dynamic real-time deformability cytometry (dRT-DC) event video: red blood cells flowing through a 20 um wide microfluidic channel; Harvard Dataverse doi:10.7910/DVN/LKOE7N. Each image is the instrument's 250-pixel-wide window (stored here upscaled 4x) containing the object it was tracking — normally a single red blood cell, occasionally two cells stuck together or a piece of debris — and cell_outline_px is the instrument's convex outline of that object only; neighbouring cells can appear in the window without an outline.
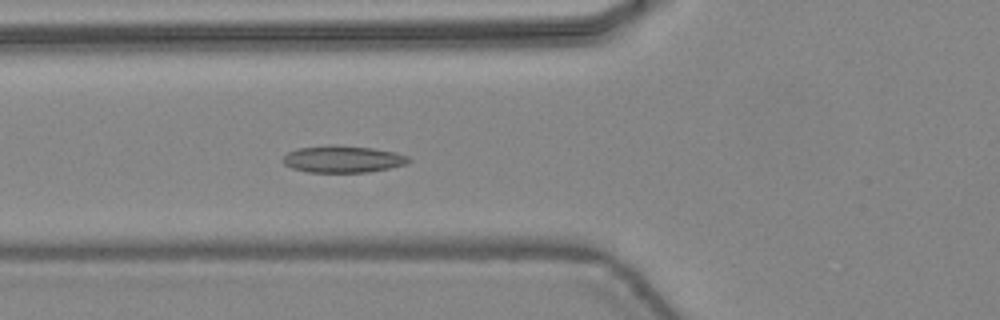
{"species": "common noctule bat (a hibernating species)", "species_latin": "Nyctalus noctula", "temperature_condition": "warm", "stored_images_in_passage": 48, "camera_frame_rate_fps": 3000, "um_per_image_px": 0.085, "animal": {"sex": "female", "body_mass_g": 24.6, "forearm_length_mm": 56.2}, "frame": {"image": 1, "passage_image": 19, "time_ms": 6.0, "image_size_px": [1000, 320], "cell_outline_px": [[412, 160], [408, 164], [368, 172], [308, 172], [292, 168], [284, 164], [280, 160], [288, 152], [296, 148], [328, 144], [332, 144], [372, 148], [396, 152], [408, 156]], "centroid_in_image_um": [29.12, 13.51], "position_along_channel_um": 96.7, "area_um2": 20.0}}
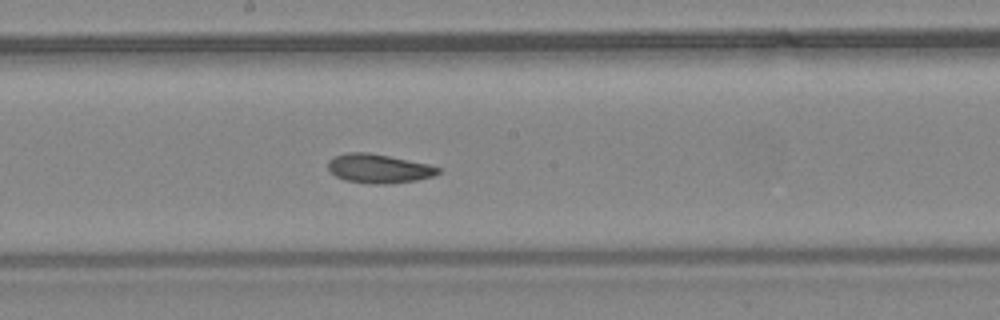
{"frame": {"image": 2, "passage_image": 27, "time_ms": 8.667, "image_size_px": [1000, 320], "cell_outline_px": [[440, 172], [432, 176], [416, 180], [384, 184], [372, 184], [344, 180], [336, 176], [328, 168], [328, 160], [336, 156], [348, 152], [368, 152], [428, 164], [440, 168]], "centroid_in_image_um": [32.17, 14.33], "position_along_channel_um": 216.0, "area_um2": 18.38}}
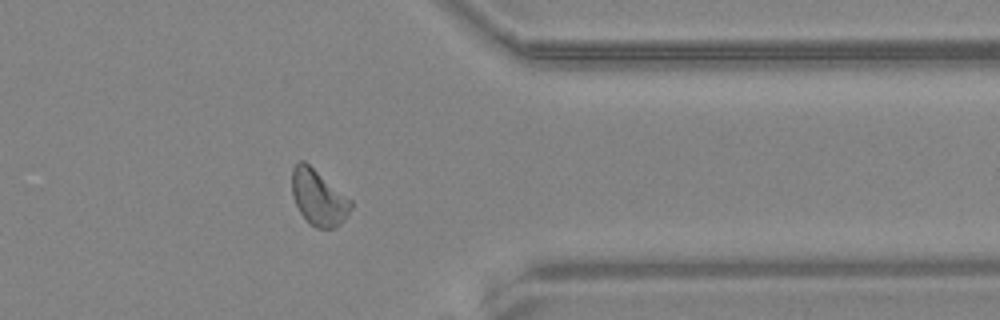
{"frame": {"image": 3, "passage_image": 39, "time_ms": 12.667, "image_size_px": [1000, 320], "cell_outline_px": [[352, 208], [344, 220], [340, 224], [332, 228], [316, 228], [300, 212], [292, 196], [292, 168], [300, 160], [304, 160], [352, 200]], "centroid_in_image_um": [27.08, 16.78], "position_along_channel_um": 384.3, "area_um2": 18.9}, "authors_computed_cell_mechanics": {"area_um2": 18.9584, "velocity_mm_per_s": 4.4612, "shape_relaxation_time_tau1_ms": 6.8282, "shape_relaxation_time_tau2_ms": 8.9806, "deformation_change_tau1": 0.1527, "deformation_change_tau2": 0.1696}}